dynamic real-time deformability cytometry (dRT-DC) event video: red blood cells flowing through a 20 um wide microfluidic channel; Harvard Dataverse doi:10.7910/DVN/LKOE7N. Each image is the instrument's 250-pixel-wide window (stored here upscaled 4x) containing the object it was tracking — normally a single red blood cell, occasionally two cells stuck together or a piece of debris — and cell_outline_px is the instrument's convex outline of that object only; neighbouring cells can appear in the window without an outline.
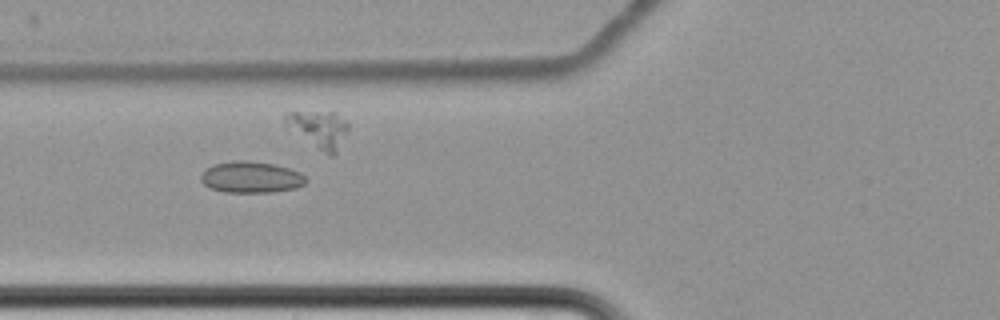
{"species": "common noctule bat (a hibernating species)", "species_latin": "Nyctalus noctula", "temperature_condition": "cold", "stored_images_in_passage": 16, "camera_frame_rate_fps": 3000, "um_per_image_px": 0.085, "animal": {"sex": "female", "body_mass_g": 22.7, "forearm_length_mm": 54.2}, "frame": {"image": 1, "passage_image": 7, "time_ms": 7.333, "image_size_px": [1000, 320], "cell_outline_px": [[308, 180], [304, 184], [296, 188], [272, 192], [224, 192], [212, 188], [204, 184], [200, 180], [200, 176], [212, 164], [232, 160], [248, 160], [276, 164], [300, 172]], "centroid_in_image_um": [21.35, 15.05], "position_along_channel_um": 104.4, "area_um2": 19.31}}
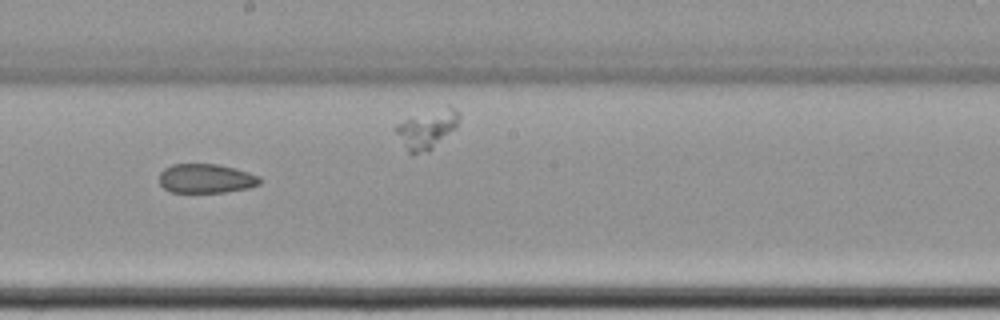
{"frame": {"image": 2, "passage_image": 10, "time_ms": 11.0, "image_size_px": [1000, 320], "cell_outline_px": [[260, 184], [248, 188], [224, 192], [172, 192], [164, 188], [160, 184], [160, 172], [164, 168], [172, 164], [216, 164], [236, 168], [260, 176]], "centroid_in_image_um": [17.51, 15.16], "position_along_channel_um": 230.7, "area_um2": 17.11}}
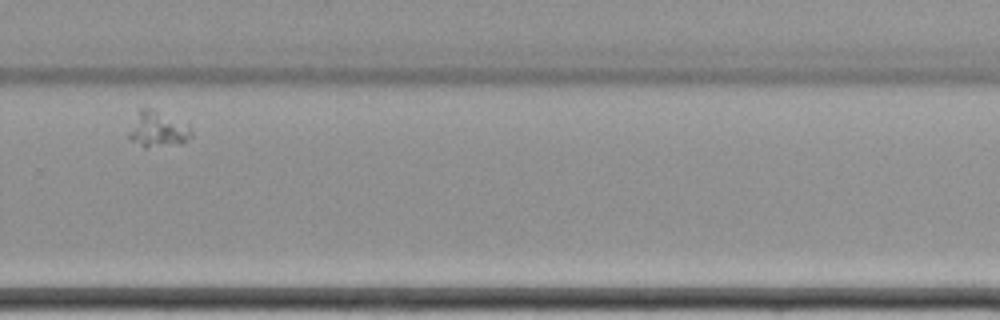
{"frame": {"image": 3, "passage_image": 12, "time_ms": 14.333, "image_size_px": [1000, 320], "cell_outline_px": [[192, 136], [188, 140], [180, 144], [144, 148], [132, 140], [128, 136], [136, 108], [140, 104], [144, 104], [188, 124], [192, 128]], "centroid_in_image_um": [13.39, 10.93], "position_along_channel_um": 316.4, "area_um2": 13.64}}